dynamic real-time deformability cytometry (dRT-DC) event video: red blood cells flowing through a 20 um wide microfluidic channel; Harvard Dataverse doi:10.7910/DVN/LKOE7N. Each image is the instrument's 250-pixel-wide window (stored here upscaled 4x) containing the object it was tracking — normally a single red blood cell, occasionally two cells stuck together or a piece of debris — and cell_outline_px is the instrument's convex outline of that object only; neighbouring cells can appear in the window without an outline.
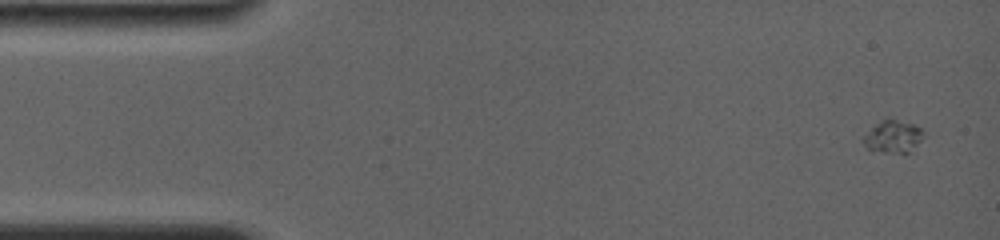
{"species": "common noctule bat (a hibernating species)", "species_latin": "Nyctalus noctula", "temperature_condition": "room temperature", "stored_images_in_passage": 5, "camera_frame_rate_fps": 4000, "um_per_image_px": 0.085, "animal": {"sex": "female", "body_mass_g": 19.0, "forearm_length_mm": 56.7}, "frame": {"image": 1, "passage_image": 1, "time_ms": 0.0, "image_size_px": [1000, 240], "cell_outline_px": [[924, 136], [904, 156], [868, 148], [860, 140], [876, 124], [888, 116], [892, 116], [912, 124], [920, 128], [924, 132]], "centroid_in_image_um": [75.91, 11.59], "position_along_channel_um": 9.1, "area_um2": 11.56}}
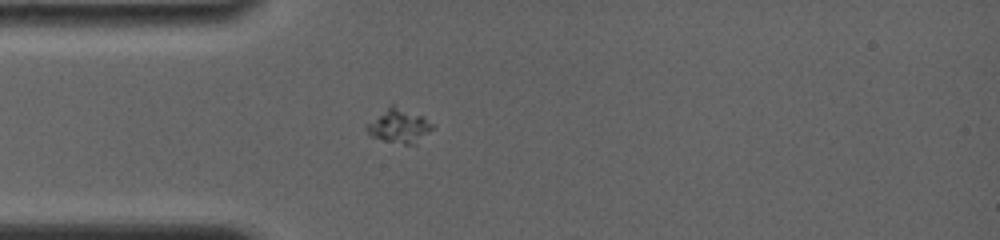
{"frame": {"image": 2, "passage_image": 5, "time_ms": 4.0, "image_size_px": [1000, 240], "cell_outline_px": [[436, 128], [416, 144], [404, 144], [384, 140], [368, 136], [364, 128], [388, 104], [392, 104], [424, 116], [436, 124]], "centroid_in_image_um": [33.97, 10.7], "position_along_channel_um": 51.0, "area_um2": 13.47}}